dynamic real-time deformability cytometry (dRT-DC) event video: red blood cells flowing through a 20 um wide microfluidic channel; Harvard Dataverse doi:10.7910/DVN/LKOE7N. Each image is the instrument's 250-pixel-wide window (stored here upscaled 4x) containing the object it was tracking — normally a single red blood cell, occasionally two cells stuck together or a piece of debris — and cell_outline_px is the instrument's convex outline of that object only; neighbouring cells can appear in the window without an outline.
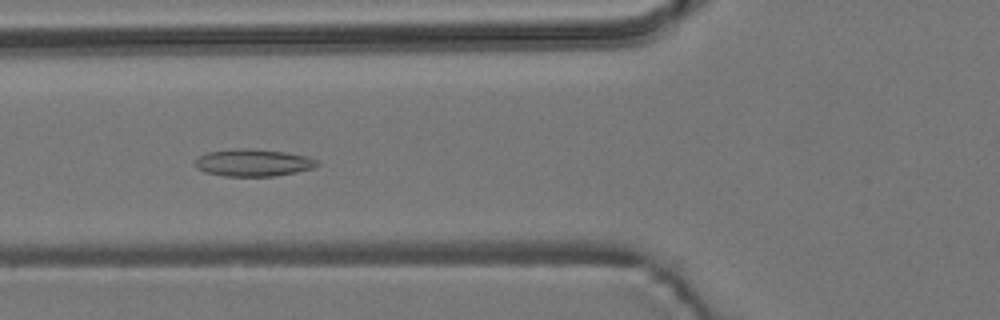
{"species": "common noctule bat (a hibernating species)", "species_latin": "Nyctalus noctula", "temperature_condition": "room temperature", "stored_images_in_passage": 51, "camera_frame_rate_fps": 3000, "um_per_image_px": 0.085, "animal": {"sex": "male", "body_mass_g": 19.2, "forearm_length_mm": 51.8}, "frame": {"image": 1, "passage_image": 15, "time_ms": 4.667, "image_size_px": [1000, 320], "cell_outline_px": [[320, 164], [312, 168], [296, 172], [276, 176], [224, 176], [204, 172], [196, 168], [196, 160], [200, 156], [208, 152], [232, 148], [252, 148], [284, 152], [308, 156], [316, 160]], "centroid_in_image_um": [21.52, 13.82], "position_along_channel_um": 104.3, "area_um2": 19.42}}
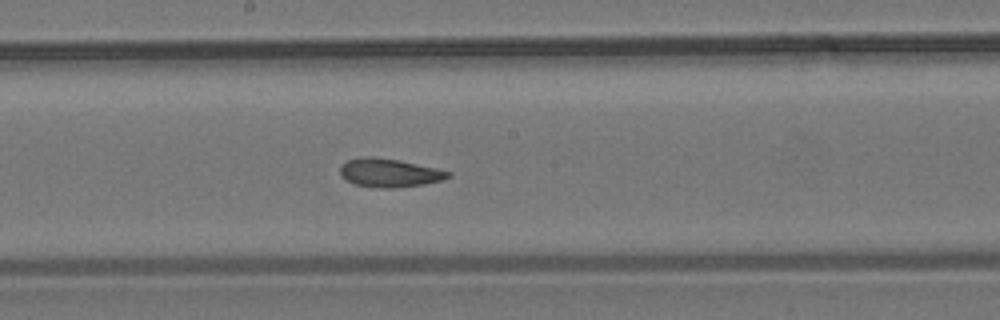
{"frame": {"image": 2, "passage_image": 24, "time_ms": 7.667, "image_size_px": [1000, 320], "cell_outline_px": [[452, 176], [444, 180], [424, 184], [400, 188], [376, 188], [356, 184], [340, 176], [340, 164], [348, 160], [364, 156], [372, 156], [400, 160], [436, 168], [452, 172]], "centroid_in_image_um": [33.12, 14.69], "position_along_channel_um": 215.1, "area_um2": 18.21}}
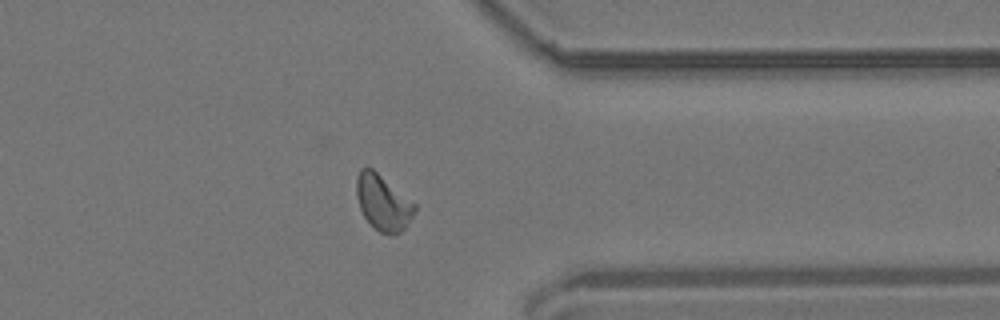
{"frame": {"image": 3, "passage_image": 38, "time_ms": 12.333, "image_size_px": [1000, 320], "cell_outline_px": [[416, 208], [412, 216], [404, 228], [400, 232], [380, 232], [364, 216], [360, 208], [356, 196], [356, 176], [360, 168], [372, 168], [416, 204]], "centroid_in_image_um": [32.53, 17.17], "position_along_channel_um": 378.9, "area_um2": 18.32}, "authors_computed_cell_mechanics": {"area_um2": 18.3226, "velocity_mm_per_s": 3.68, "shape_relaxation_time_tau1_ms": null, "shape_relaxation_time_tau2_ms": 2.4196, "deformation_change_tau1": null, "deformation_change_tau2": 0.0858}}